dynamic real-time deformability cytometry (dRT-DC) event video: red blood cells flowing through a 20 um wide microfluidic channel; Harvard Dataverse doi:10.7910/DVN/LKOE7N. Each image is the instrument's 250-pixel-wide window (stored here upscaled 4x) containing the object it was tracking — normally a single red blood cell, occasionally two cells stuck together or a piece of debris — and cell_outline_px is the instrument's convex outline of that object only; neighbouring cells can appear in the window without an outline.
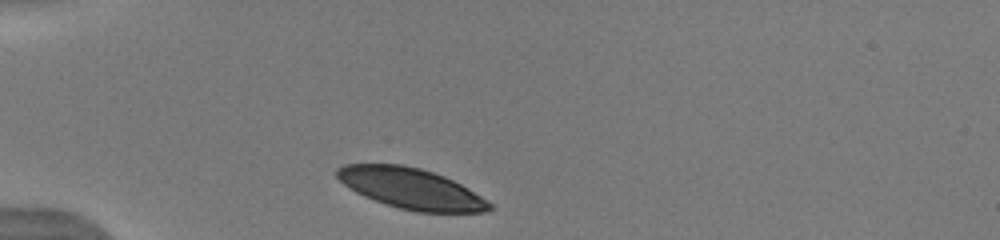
{"species": "human", "species_latin": "Homo sapiens", "temperature_condition": "warm", "stored_images_in_passage": 8, "camera_frame_rate_fps": 3000, "um_per_image_px": 0.085, "donor": {"sex": "male"}, "frame": {"image": 1, "passage_image": 1, "time_ms": 0.0, "image_size_px": [1000, 240], "cell_outline_px": [[492, 208], [484, 212], [416, 212], [400, 208], [364, 196], [356, 192], [344, 184], [336, 176], [336, 168], [344, 164], [404, 164], [420, 168], [444, 176], [468, 188], [492, 204]], "centroid_in_image_um": [34.92, 16.01], "position_along_channel_um": 50.1, "area_um2": 35.78}}